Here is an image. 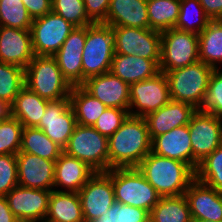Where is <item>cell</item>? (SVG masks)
<instances>
[{
    "label": "cell",
    "mask_w": 222,
    "mask_h": 222,
    "mask_svg": "<svg viewBox=\"0 0 222 222\" xmlns=\"http://www.w3.org/2000/svg\"><path fill=\"white\" fill-rule=\"evenodd\" d=\"M151 141L145 118L129 115L108 137L109 170L137 168L151 152Z\"/></svg>",
    "instance_id": "cell-1"
},
{
    "label": "cell",
    "mask_w": 222,
    "mask_h": 222,
    "mask_svg": "<svg viewBox=\"0 0 222 222\" xmlns=\"http://www.w3.org/2000/svg\"><path fill=\"white\" fill-rule=\"evenodd\" d=\"M137 168L161 197L183 195L196 179V171L189 164L153 152Z\"/></svg>",
    "instance_id": "cell-2"
},
{
    "label": "cell",
    "mask_w": 222,
    "mask_h": 222,
    "mask_svg": "<svg viewBox=\"0 0 222 222\" xmlns=\"http://www.w3.org/2000/svg\"><path fill=\"white\" fill-rule=\"evenodd\" d=\"M214 69L200 60L180 69L167 71L170 99L200 110Z\"/></svg>",
    "instance_id": "cell-3"
},
{
    "label": "cell",
    "mask_w": 222,
    "mask_h": 222,
    "mask_svg": "<svg viewBox=\"0 0 222 222\" xmlns=\"http://www.w3.org/2000/svg\"><path fill=\"white\" fill-rule=\"evenodd\" d=\"M25 86L49 101L69 98L72 85L53 56H37L25 68Z\"/></svg>",
    "instance_id": "cell-4"
},
{
    "label": "cell",
    "mask_w": 222,
    "mask_h": 222,
    "mask_svg": "<svg viewBox=\"0 0 222 222\" xmlns=\"http://www.w3.org/2000/svg\"><path fill=\"white\" fill-rule=\"evenodd\" d=\"M114 54L112 27L104 23H93L87 26L82 51V84L90 77L109 72Z\"/></svg>",
    "instance_id": "cell-5"
},
{
    "label": "cell",
    "mask_w": 222,
    "mask_h": 222,
    "mask_svg": "<svg viewBox=\"0 0 222 222\" xmlns=\"http://www.w3.org/2000/svg\"><path fill=\"white\" fill-rule=\"evenodd\" d=\"M112 179L115 201L150 212L161 196L138 168H114L106 172Z\"/></svg>",
    "instance_id": "cell-6"
},
{
    "label": "cell",
    "mask_w": 222,
    "mask_h": 222,
    "mask_svg": "<svg viewBox=\"0 0 222 222\" xmlns=\"http://www.w3.org/2000/svg\"><path fill=\"white\" fill-rule=\"evenodd\" d=\"M63 152L87 163L96 172L109 170L108 137L93 126L76 124Z\"/></svg>",
    "instance_id": "cell-7"
},
{
    "label": "cell",
    "mask_w": 222,
    "mask_h": 222,
    "mask_svg": "<svg viewBox=\"0 0 222 222\" xmlns=\"http://www.w3.org/2000/svg\"><path fill=\"white\" fill-rule=\"evenodd\" d=\"M199 61V36L179 29L161 32L159 69L161 72L176 70Z\"/></svg>",
    "instance_id": "cell-8"
},
{
    "label": "cell",
    "mask_w": 222,
    "mask_h": 222,
    "mask_svg": "<svg viewBox=\"0 0 222 222\" xmlns=\"http://www.w3.org/2000/svg\"><path fill=\"white\" fill-rule=\"evenodd\" d=\"M74 28L52 11L34 19L30 28L34 55L54 56Z\"/></svg>",
    "instance_id": "cell-9"
},
{
    "label": "cell",
    "mask_w": 222,
    "mask_h": 222,
    "mask_svg": "<svg viewBox=\"0 0 222 222\" xmlns=\"http://www.w3.org/2000/svg\"><path fill=\"white\" fill-rule=\"evenodd\" d=\"M193 151V169L222 145V119L210 113L196 110L188 124Z\"/></svg>",
    "instance_id": "cell-10"
},
{
    "label": "cell",
    "mask_w": 222,
    "mask_h": 222,
    "mask_svg": "<svg viewBox=\"0 0 222 222\" xmlns=\"http://www.w3.org/2000/svg\"><path fill=\"white\" fill-rule=\"evenodd\" d=\"M168 80L164 72L130 84L129 115L145 117L170 101Z\"/></svg>",
    "instance_id": "cell-11"
},
{
    "label": "cell",
    "mask_w": 222,
    "mask_h": 222,
    "mask_svg": "<svg viewBox=\"0 0 222 222\" xmlns=\"http://www.w3.org/2000/svg\"><path fill=\"white\" fill-rule=\"evenodd\" d=\"M112 30L115 54L137 55L148 60H160V31L132 27H112Z\"/></svg>",
    "instance_id": "cell-12"
},
{
    "label": "cell",
    "mask_w": 222,
    "mask_h": 222,
    "mask_svg": "<svg viewBox=\"0 0 222 222\" xmlns=\"http://www.w3.org/2000/svg\"><path fill=\"white\" fill-rule=\"evenodd\" d=\"M78 193L85 222L105 215L115 202L112 179L106 172H96Z\"/></svg>",
    "instance_id": "cell-13"
},
{
    "label": "cell",
    "mask_w": 222,
    "mask_h": 222,
    "mask_svg": "<svg viewBox=\"0 0 222 222\" xmlns=\"http://www.w3.org/2000/svg\"><path fill=\"white\" fill-rule=\"evenodd\" d=\"M70 98L50 101L36 128L41 129L53 142L64 149L76 126Z\"/></svg>",
    "instance_id": "cell-14"
},
{
    "label": "cell",
    "mask_w": 222,
    "mask_h": 222,
    "mask_svg": "<svg viewBox=\"0 0 222 222\" xmlns=\"http://www.w3.org/2000/svg\"><path fill=\"white\" fill-rule=\"evenodd\" d=\"M51 191L15 186L5 197L17 219L44 222Z\"/></svg>",
    "instance_id": "cell-15"
},
{
    "label": "cell",
    "mask_w": 222,
    "mask_h": 222,
    "mask_svg": "<svg viewBox=\"0 0 222 222\" xmlns=\"http://www.w3.org/2000/svg\"><path fill=\"white\" fill-rule=\"evenodd\" d=\"M16 159L19 186L47 191L54 189L55 161L26 152H18Z\"/></svg>",
    "instance_id": "cell-16"
},
{
    "label": "cell",
    "mask_w": 222,
    "mask_h": 222,
    "mask_svg": "<svg viewBox=\"0 0 222 222\" xmlns=\"http://www.w3.org/2000/svg\"><path fill=\"white\" fill-rule=\"evenodd\" d=\"M81 86L105 106L129 110L130 85L110 71L88 78Z\"/></svg>",
    "instance_id": "cell-17"
},
{
    "label": "cell",
    "mask_w": 222,
    "mask_h": 222,
    "mask_svg": "<svg viewBox=\"0 0 222 222\" xmlns=\"http://www.w3.org/2000/svg\"><path fill=\"white\" fill-rule=\"evenodd\" d=\"M86 33L87 26L75 27L53 56L63 76L72 86L82 85V51Z\"/></svg>",
    "instance_id": "cell-18"
},
{
    "label": "cell",
    "mask_w": 222,
    "mask_h": 222,
    "mask_svg": "<svg viewBox=\"0 0 222 222\" xmlns=\"http://www.w3.org/2000/svg\"><path fill=\"white\" fill-rule=\"evenodd\" d=\"M184 196L192 218L222 222V192L195 179Z\"/></svg>",
    "instance_id": "cell-19"
},
{
    "label": "cell",
    "mask_w": 222,
    "mask_h": 222,
    "mask_svg": "<svg viewBox=\"0 0 222 222\" xmlns=\"http://www.w3.org/2000/svg\"><path fill=\"white\" fill-rule=\"evenodd\" d=\"M34 56L30 30L0 27V62L25 69Z\"/></svg>",
    "instance_id": "cell-20"
},
{
    "label": "cell",
    "mask_w": 222,
    "mask_h": 222,
    "mask_svg": "<svg viewBox=\"0 0 222 222\" xmlns=\"http://www.w3.org/2000/svg\"><path fill=\"white\" fill-rule=\"evenodd\" d=\"M95 173L87 163L62 152L55 161L53 190L78 192Z\"/></svg>",
    "instance_id": "cell-21"
},
{
    "label": "cell",
    "mask_w": 222,
    "mask_h": 222,
    "mask_svg": "<svg viewBox=\"0 0 222 222\" xmlns=\"http://www.w3.org/2000/svg\"><path fill=\"white\" fill-rule=\"evenodd\" d=\"M192 105L170 100L157 111L145 116L151 140L173 128L189 124L192 115L196 112Z\"/></svg>",
    "instance_id": "cell-22"
},
{
    "label": "cell",
    "mask_w": 222,
    "mask_h": 222,
    "mask_svg": "<svg viewBox=\"0 0 222 222\" xmlns=\"http://www.w3.org/2000/svg\"><path fill=\"white\" fill-rule=\"evenodd\" d=\"M151 152L189 164L193 168V151L188 124L154 137Z\"/></svg>",
    "instance_id": "cell-23"
},
{
    "label": "cell",
    "mask_w": 222,
    "mask_h": 222,
    "mask_svg": "<svg viewBox=\"0 0 222 222\" xmlns=\"http://www.w3.org/2000/svg\"><path fill=\"white\" fill-rule=\"evenodd\" d=\"M104 24L149 29L147 0H110Z\"/></svg>",
    "instance_id": "cell-24"
},
{
    "label": "cell",
    "mask_w": 222,
    "mask_h": 222,
    "mask_svg": "<svg viewBox=\"0 0 222 222\" xmlns=\"http://www.w3.org/2000/svg\"><path fill=\"white\" fill-rule=\"evenodd\" d=\"M160 60H148L137 55L114 54L110 72L128 83H136L154 77L160 72Z\"/></svg>",
    "instance_id": "cell-25"
},
{
    "label": "cell",
    "mask_w": 222,
    "mask_h": 222,
    "mask_svg": "<svg viewBox=\"0 0 222 222\" xmlns=\"http://www.w3.org/2000/svg\"><path fill=\"white\" fill-rule=\"evenodd\" d=\"M44 222H85L79 193L52 190Z\"/></svg>",
    "instance_id": "cell-26"
},
{
    "label": "cell",
    "mask_w": 222,
    "mask_h": 222,
    "mask_svg": "<svg viewBox=\"0 0 222 222\" xmlns=\"http://www.w3.org/2000/svg\"><path fill=\"white\" fill-rule=\"evenodd\" d=\"M49 102L24 86L11 105V116L23 127H37Z\"/></svg>",
    "instance_id": "cell-27"
},
{
    "label": "cell",
    "mask_w": 222,
    "mask_h": 222,
    "mask_svg": "<svg viewBox=\"0 0 222 222\" xmlns=\"http://www.w3.org/2000/svg\"><path fill=\"white\" fill-rule=\"evenodd\" d=\"M199 36V60L213 69H222V19L211 20Z\"/></svg>",
    "instance_id": "cell-28"
},
{
    "label": "cell",
    "mask_w": 222,
    "mask_h": 222,
    "mask_svg": "<svg viewBox=\"0 0 222 222\" xmlns=\"http://www.w3.org/2000/svg\"><path fill=\"white\" fill-rule=\"evenodd\" d=\"M69 98L75 113L76 123L79 125L93 126L107 108L82 86H73Z\"/></svg>",
    "instance_id": "cell-29"
},
{
    "label": "cell",
    "mask_w": 222,
    "mask_h": 222,
    "mask_svg": "<svg viewBox=\"0 0 222 222\" xmlns=\"http://www.w3.org/2000/svg\"><path fill=\"white\" fill-rule=\"evenodd\" d=\"M188 201L183 195L161 197L149 212V222H191Z\"/></svg>",
    "instance_id": "cell-30"
},
{
    "label": "cell",
    "mask_w": 222,
    "mask_h": 222,
    "mask_svg": "<svg viewBox=\"0 0 222 222\" xmlns=\"http://www.w3.org/2000/svg\"><path fill=\"white\" fill-rule=\"evenodd\" d=\"M19 152L31 153L41 158L56 161L63 149L53 142L41 129L23 127Z\"/></svg>",
    "instance_id": "cell-31"
},
{
    "label": "cell",
    "mask_w": 222,
    "mask_h": 222,
    "mask_svg": "<svg viewBox=\"0 0 222 222\" xmlns=\"http://www.w3.org/2000/svg\"><path fill=\"white\" fill-rule=\"evenodd\" d=\"M181 0H147L149 29L164 31L175 27Z\"/></svg>",
    "instance_id": "cell-32"
},
{
    "label": "cell",
    "mask_w": 222,
    "mask_h": 222,
    "mask_svg": "<svg viewBox=\"0 0 222 222\" xmlns=\"http://www.w3.org/2000/svg\"><path fill=\"white\" fill-rule=\"evenodd\" d=\"M210 21L199 0H181L178 21L174 28L199 35Z\"/></svg>",
    "instance_id": "cell-33"
},
{
    "label": "cell",
    "mask_w": 222,
    "mask_h": 222,
    "mask_svg": "<svg viewBox=\"0 0 222 222\" xmlns=\"http://www.w3.org/2000/svg\"><path fill=\"white\" fill-rule=\"evenodd\" d=\"M25 86V69L14 64L0 62V99L12 105Z\"/></svg>",
    "instance_id": "cell-34"
},
{
    "label": "cell",
    "mask_w": 222,
    "mask_h": 222,
    "mask_svg": "<svg viewBox=\"0 0 222 222\" xmlns=\"http://www.w3.org/2000/svg\"><path fill=\"white\" fill-rule=\"evenodd\" d=\"M196 179L222 192V145L199 163Z\"/></svg>",
    "instance_id": "cell-35"
},
{
    "label": "cell",
    "mask_w": 222,
    "mask_h": 222,
    "mask_svg": "<svg viewBox=\"0 0 222 222\" xmlns=\"http://www.w3.org/2000/svg\"><path fill=\"white\" fill-rule=\"evenodd\" d=\"M32 22L22 0H0V27L30 30Z\"/></svg>",
    "instance_id": "cell-36"
},
{
    "label": "cell",
    "mask_w": 222,
    "mask_h": 222,
    "mask_svg": "<svg viewBox=\"0 0 222 222\" xmlns=\"http://www.w3.org/2000/svg\"><path fill=\"white\" fill-rule=\"evenodd\" d=\"M52 12L75 27L89 26L94 23L88 17L84 0H52Z\"/></svg>",
    "instance_id": "cell-37"
},
{
    "label": "cell",
    "mask_w": 222,
    "mask_h": 222,
    "mask_svg": "<svg viewBox=\"0 0 222 222\" xmlns=\"http://www.w3.org/2000/svg\"><path fill=\"white\" fill-rule=\"evenodd\" d=\"M23 125L10 116L0 121V155H16L20 151Z\"/></svg>",
    "instance_id": "cell-38"
},
{
    "label": "cell",
    "mask_w": 222,
    "mask_h": 222,
    "mask_svg": "<svg viewBox=\"0 0 222 222\" xmlns=\"http://www.w3.org/2000/svg\"><path fill=\"white\" fill-rule=\"evenodd\" d=\"M200 110L222 119V69H214Z\"/></svg>",
    "instance_id": "cell-39"
},
{
    "label": "cell",
    "mask_w": 222,
    "mask_h": 222,
    "mask_svg": "<svg viewBox=\"0 0 222 222\" xmlns=\"http://www.w3.org/2000/svg\"><path fill=\"white\" fill-rule=\"evenodd\" d=\"M129 116V110L120 108H109L98 117L93 127L102 135L110 137Z\"/></svg>",
    "instance_id": "cell-40"
},
{
    "label": "cell",
    "mask_w": 222,
    "mask_h": 222,
    "mask_svg": "<svg viewBox=\"0 0 222 222\" xmlns=\"http://www.w3.org/2000/svg\"><path fill=\"white\" fill-rule=\"evenodd\" d=\"M17 185L16 155H0V196H6Z\"/></svg>",
    "instance_id": "cell-41"
},
{
    "label": "cell",
    "mask_w": 222,
    "mask_h": 222,
    "mask_svg": "<svg viewBox=\"0 0 222 222\" xmlns=\"http://www.w3.org/2000/svg\"><path fill=\"white\" fill-rule=\"evenodd\" d=\"M115 219L116 222H149V212L115 201Z\"/></svg>",
    "instance_id": "cell-42"
},
{
    "label": "cell",
    "mask_w": 222,
    "mask_h": 222,
    "mask_svg": "<svg viewBox=\"0 0 222 222\" xmlns=\"http://www.w3.org/2000/svg\"><path fill=\"white\" fill-rule=\"evenodd\" d=\"M110 0H84L85 9L88 17L94 23H104Z\"/></svg>",
    "instance_id": "cell-43"
},
{
    "label": "cell",
    "mask_w": 222,
    "mask_h": 222,
    "mask_svg": "<svg viewBox=\"0 0 222 222\" xmlns=\"http://www.w3.org/2000/svg\"><path fill=\"white\" fill-rule=\"evenodd\" d=\"M22 2L33 20L52 11V0H22Z\"/></svg>",
    "instance_id": "cell-44"
},
{
    "label": "cell",
    "mask_w": 222,
    "mask_h": 222,
    "mask_svg": "<svg viewBox=\"0 0 222 222\" xmlns=\"http://www.w3.org/2000/svg\"><path fill=\"white\" fill-rule=\"evenodd\" d=\"M211 20L222 19V0H199Z\"/></svg>",
    "instance_id": "cell-45"
},
{
    "label": "cell",
    "mask_w": 222,
    "mask_h": 222,
    "mask_svg": "<svg viewBox=\"0 0 222 222\" xmlns=\"http://www.w3.org/2000/svg\"><path fill=\"white\" fill-rule=\"evenodd\" d=\"M17 218L9 208L7 198L0 196V222H15Z\"/></svg>",
    "instance_id": "cell-46"
},
{
    "label": "cell",
    "mask_w": 222,
    "mask_h": 222,
    "mask_svg": "<svg viewBox=\"0 0 222 222\" xmlns=\"http://www.w3.org/2000/svg\"><path fill=\"white\" fill-rule=\"evenodd\" d=\"M93 222H116L115 219V202L108 209L105 215H100L99 218Z\"/></svg>",
    "instance_id": "cell-47"
},
{
    "label": "cell",
    "mask_w": 222,
    "mask_h": 222,
    "mask_svg": "<svg viewBox=\"0 0 222 222\" xmlns=\"http://www.w3.org/2000/svg\"><path fill=\"white\" fill-rule=\"evenodd\" d=\"M11 116V105L0 99V121L7 120Z\"/></svg>",
    "instance_id": "cell-48"
},
{
    "label": "cell",
    "mask_w": 222,
    "mask_h": 222,
    "mask_svg": "<svg viewBox=\"0 0 222 222\" xmlns=\"http://www.w3.org/2000/svg\"><path fill=\"white\" fill-rule=\"evenodd\" d=\"M191 222H215V221H210V220H202V219H196V218H192Z\"/></svg>",
    "instance_id": "cell-49"
},
{
    "label": "cell",
    "mask_w": 222,
    "mask_h": 222,
    "mask_svg": "<svg viewBox=\"0 0 222 222\" xmlns=\"http://www.w3.org/2000/svg\"><path fill=\"white\" fill-rule=\"evenodd\" d=\"M15 222H38L34 220H24V219H17Z\"/></svg>",
    "instance_id": "cell-50"
}]
</instances>
